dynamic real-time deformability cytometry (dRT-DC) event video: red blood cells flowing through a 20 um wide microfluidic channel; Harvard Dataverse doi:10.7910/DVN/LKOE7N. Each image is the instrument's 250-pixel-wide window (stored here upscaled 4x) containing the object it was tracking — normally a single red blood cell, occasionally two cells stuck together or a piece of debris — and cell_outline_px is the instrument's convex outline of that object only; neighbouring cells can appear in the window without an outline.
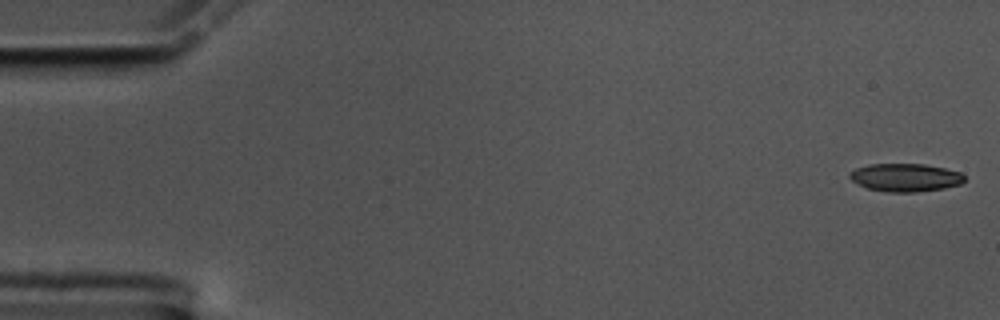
{"species": "common noctule bat (a hibernating species)", "species_latin": "Nyctalus noctula", "temperature_condition": "cold", "stored_images_in_passage": 24, "camera_frame_rate_fps": 3000, "um_per_image_px": 0.085, "animal": {"sex": "male", "body_mass_g": 17.5, "forearm_length_mm": 52.3}, "frame": {"image": 1, "passage_image": 1, "time_ms": 0.0, "image_size_px": [1000, 320], "cell_outline_px": [[964, 180], [960, 184], [944, 188], [916, 192], [888, 192], [868, 188], [852, 180], [848, 176], [848, 172], [856, 168], [868, 164], [924, 164], [944, 168], [960, 172], [964, 176]], "centroid_in_image_um": [76.94, 15.08], "position_along_channel_um": 8.1, "area_um2": 18.67}}
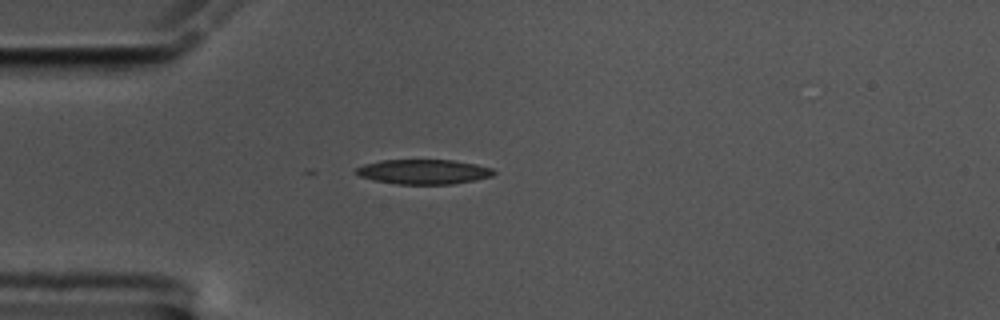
{"frame": {"image": 2, "passage_image": 15, "time_ms": 4.667, "image_size_px": [1000, 320], "cell_outline_px": [[496, 172], [492, 176], [476, 180], [452, 184], [396, 184], [372, 180], [360, 176], [356, 172], [356, 168], [364, 164], [380, 160], [452, 160], [476, 164], [492, 168]], "centroid_in_image_um": [36.01, 14.6], "position_along_channel_um": 49.0, "area_um2": 19.88}}